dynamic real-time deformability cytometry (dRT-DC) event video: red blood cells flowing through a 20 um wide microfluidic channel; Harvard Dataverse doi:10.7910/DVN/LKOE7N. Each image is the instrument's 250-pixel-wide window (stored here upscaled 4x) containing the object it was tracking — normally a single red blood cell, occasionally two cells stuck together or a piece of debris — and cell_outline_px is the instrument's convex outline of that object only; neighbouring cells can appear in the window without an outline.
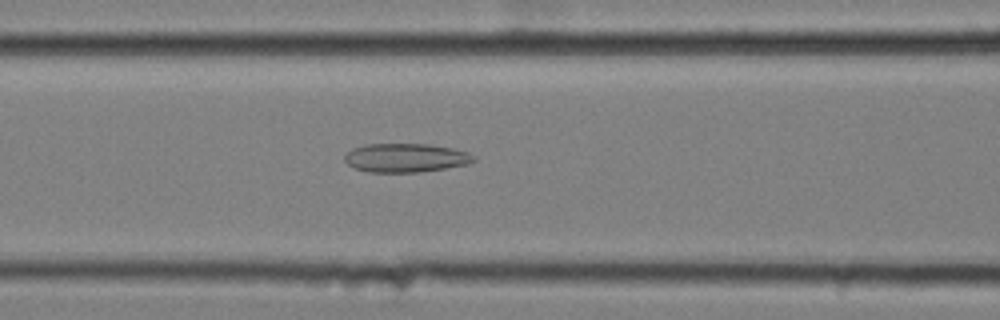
{"species": "common noctule bat (a hibernating species)", "species_latin": "Nyctalus noctula", "temperature_condition": "cold", "stored_images_in_passage": 48, "camera_frame_rate_fps": 3000, "um_per_image_px": 0.085, "animal": {"sex": "female", "body_mass_g": 25.1}, "frame": {"image": 1, "passage_image": 15, "time_ms": 4.667, "image_size_px": [1000, 320], "cell_outline_px": [[476, 160], [468, 164], [420, 172], [368, 172], [356, 168], [348, 164], [344, 160], [344, 156], [352, 148], [364, 144], [432, 144], [452, 148], [468, 152], [476, 156]], "centroid_in_image_um": [34.5, 13.4], "position_along_channel_um": 132.1, "area_um2": 21.73}}
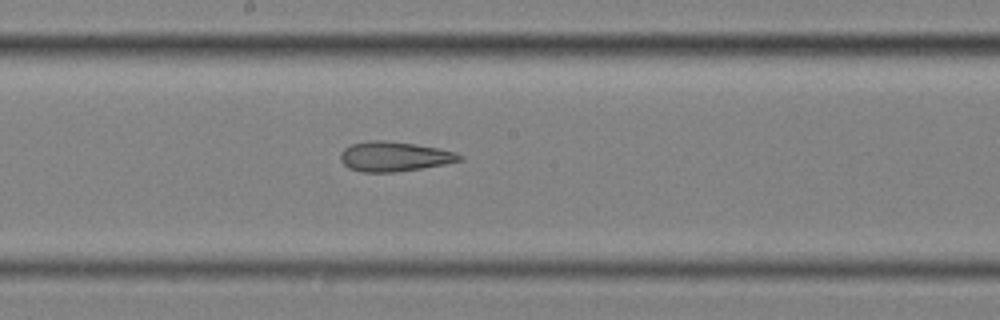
{"frame": {"image": 2, "passage_image": 22, "time_ms": 7.0, "image_size_px": [1000, 320], "cell_outline_px": [[464, 160], [444, 164], [396, 172], [360, 172], [348, 168], [340, 160], [340, 152], [344, 148], [352, 144], [368, 140], [384, 140], [416, 144], [440, 148], [456, 152], [464, 156]], "centroid_in_image_um": [33.52, 13.3], "position_along_channel_um": 214.7, "area_um2": 20.87}}
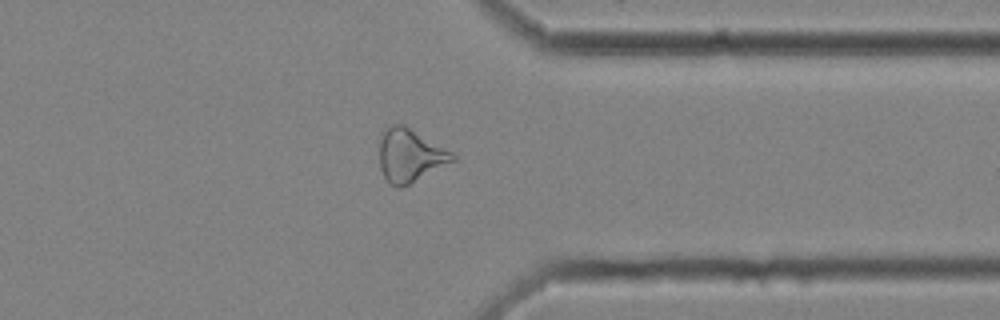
{"frame": {"image": 3, "passage_image": 36, "time_ms": 11.667, "image_size_px": [1000, 320], "cell_outline_px": [[456, 160], [400, 188], [396, 188], [388, 184], [380, 168], [380, 132], [384, 128], [392, 124], [404, 124], [452, 152], [456, 156]], "centroid_in_image_um": [34.81, 13.2], "position_along_channel_um": 376.6, "area_um2": 22.66}, "authors_computed_cell_mechanics": {"area_um2": 22.831, "velocity_mm_per_s": 3.5407, "shape_relaxation_time_tau1_ms": null, "shape_relaxation_time_tau2_ms": 4.6171, "deformation_change_tau1": null, "deformation_change_tau2": 0.1694}}